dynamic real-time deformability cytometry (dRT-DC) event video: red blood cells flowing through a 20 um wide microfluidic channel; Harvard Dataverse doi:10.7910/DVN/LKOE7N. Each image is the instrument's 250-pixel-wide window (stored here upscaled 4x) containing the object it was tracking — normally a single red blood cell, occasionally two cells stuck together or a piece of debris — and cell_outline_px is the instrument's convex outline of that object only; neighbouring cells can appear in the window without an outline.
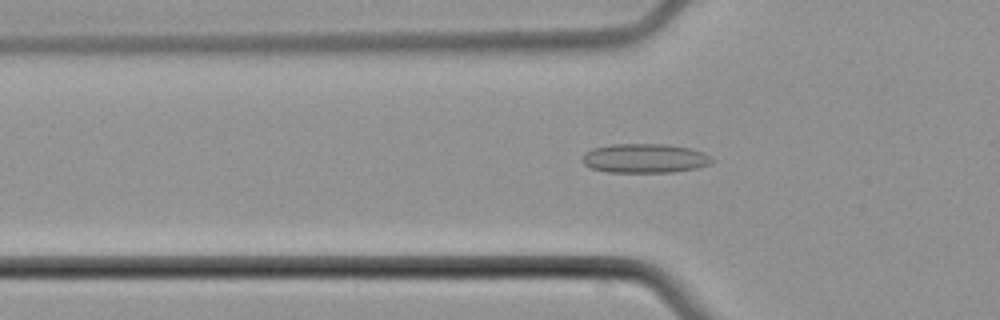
{"species": "common noctule bat (a hibernating species)", "species_latin": "Nyctalus noctula", "temperature_condition": "cold", "stored_images_in_passage": 31, "camera_frame_rate_fps": 3000, "um_per_image_px": 0.085, "animal": {"sex": "male", "body_mass_g": 21.5, "forearm_length_mm": 52.0}, "frame": {"image": 1, "passage_image": 3, "time_ms": 0.667, "image_size_px": [1000, 320], "cell_outline_px": [[712, 160], [708, 164], [696, 168], [672, 172], [608, 172], [592, 168], [584, 164], [580, 160], [580, 156], [584, 152], [592, 148], [612, 144], [668, 144], [692, 148], [704, 152]], "centroid_in_image_um": [54.74, 13.44], "position_along_channel_um": 71.1, "area_um2": 22.2}}
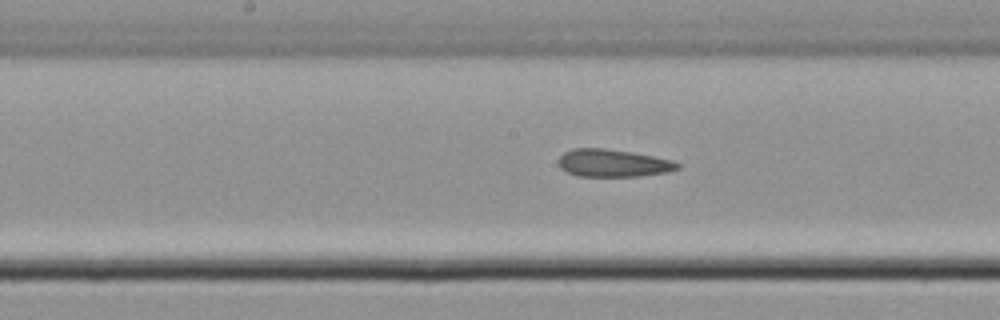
{"frame": {"image": 2, "passage_image": 12, "time_ms": 3.667, "image_size_px": [1000, 320], "cell_outline_px": [[680, 168], [668, 172], [640, 176], [576, 176], [560, 168], [556, 160], [564, 152], [572, 148], [604, 148], [632, 152], [672, 160], [680, 164]], "centroid_in_image_um": [52.08, 13.86], "position_along_channel_um": 196.1, "area_um2": 19.25}}
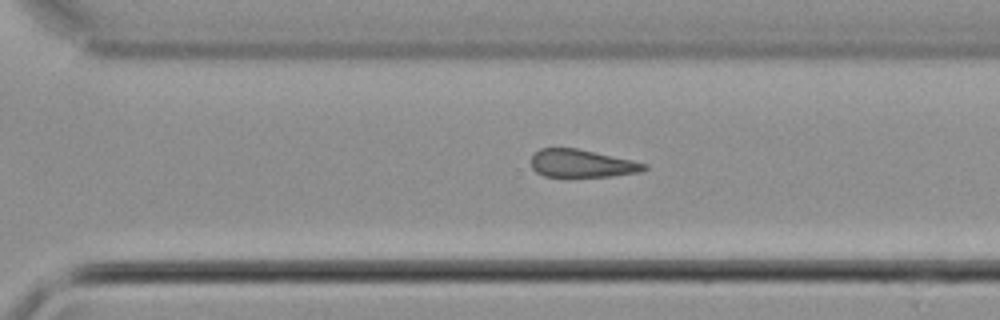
{"frame": {"image": 3, "passage_image": 21, "time_ms": 6.667, "image_size_px": [1000, 320], "cell_outline_px": [[648, 168], [644, 172], [612, 176], [544, 176], [536, 172], [532, 168], [532, 156], [540, 148], [576, 148], [632, 160], [648, 164]], "centroid_in_image_um": [49.5, 13.9], "position_along_channel_um": 321.1, "area_um2": 18.26}}